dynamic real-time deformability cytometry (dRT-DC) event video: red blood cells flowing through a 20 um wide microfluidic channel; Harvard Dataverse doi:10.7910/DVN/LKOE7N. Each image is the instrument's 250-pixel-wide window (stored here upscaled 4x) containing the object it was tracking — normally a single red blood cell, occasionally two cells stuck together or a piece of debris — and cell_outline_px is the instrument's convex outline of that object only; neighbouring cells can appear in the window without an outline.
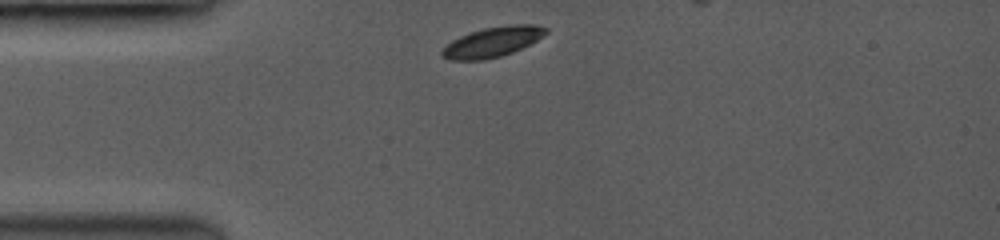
{"species": "common noctule bat (a hibernating species)", "species_latin": "Nyctalus noctula", "temperature_condition": "room temperature", "stored_images_in_passage": 6, "camera_frame_rate_fps": 3500, "um_per_image_px": 0.085, "animal": {"sex": "female", "body_mass_g": 19.0, "forearm_length_mm": 53.3}, "frame": {"image": 1, "passage_image": 1, "time_ms": 0.0, "image_size_px": [1000, 240], "cell_outline_px": [[548, 32], [536, 40], [512, 52], [500, 56], [480, 60], [452, 60], [440, 56], [440, 52], [452, 40], [460, 36], [484, 28], [508, 24], [536, 24], [548, 28]], "centroid_in_image_um": [41.86, 3.55], "position_along_channel_um": 43.1, "area_um2": 17.98}}
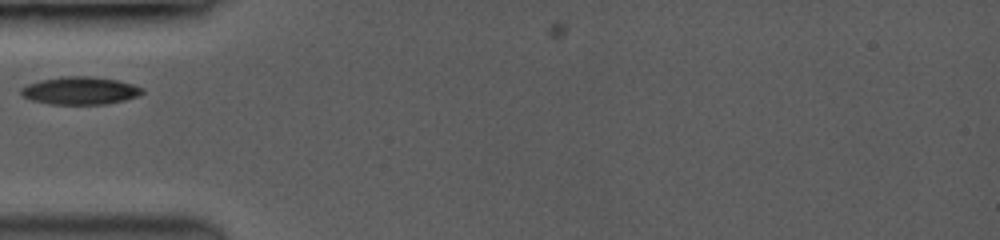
{"frame": {"image": 2, "passage_image": 3, "time_ms": 1.429, "image_size_px": [1000, 240], "cell_outline_px": [[144, 92], [136, 96], [124, 100], [104, 104], [52, 104], [32, 100], [24, 96], [20, 92], [20, 88], [28, 84], [40, 80], [64, 76], [92, 76], [116, 80], [132, 84], [144, 88]], "centroid_in_image_um": [6.81, 7.7], "position_along_channel_um": 78.2, "area_um2": 19.42}}